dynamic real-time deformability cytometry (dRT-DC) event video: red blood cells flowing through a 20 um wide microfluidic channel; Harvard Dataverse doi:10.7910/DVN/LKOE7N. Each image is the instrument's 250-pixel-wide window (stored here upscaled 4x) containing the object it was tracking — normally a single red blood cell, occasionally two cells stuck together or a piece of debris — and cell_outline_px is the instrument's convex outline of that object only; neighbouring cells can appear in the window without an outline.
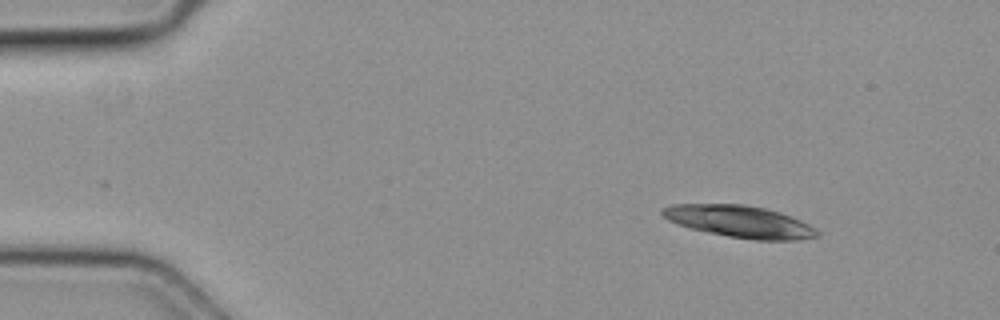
{"species": "common noctule bat (a hibernating species)", "species_latin": "Nyctalus noctula", "temperature_condition": "cold", "stored_images_in_passage": 4, "camera_frame_rate_fps": 3000, "um_per_image_px": 0.085, "animal": {"sex": "female", "body_mass_g": 19.3, "forearm_length_mm": 54.1}, "frame": {"image": 1, "passage_image": 1, "time_ms": 0.0, "image_size_px": [1000, 320], "cell_outline_px": [[820, 236], [800, 240], [752, 240], [728, 236], [688, 228], [676, 224], [668, 220], [660, 212], [660, 208], [672, 204], [744, 204], [764, 208], [780, 212], [800, 220], [808, 224], [820, 232]], "centroid_in_image_um": [62.85, 18.83], "position_along_channel_um": 22.1, "area_um2": 29.02}}